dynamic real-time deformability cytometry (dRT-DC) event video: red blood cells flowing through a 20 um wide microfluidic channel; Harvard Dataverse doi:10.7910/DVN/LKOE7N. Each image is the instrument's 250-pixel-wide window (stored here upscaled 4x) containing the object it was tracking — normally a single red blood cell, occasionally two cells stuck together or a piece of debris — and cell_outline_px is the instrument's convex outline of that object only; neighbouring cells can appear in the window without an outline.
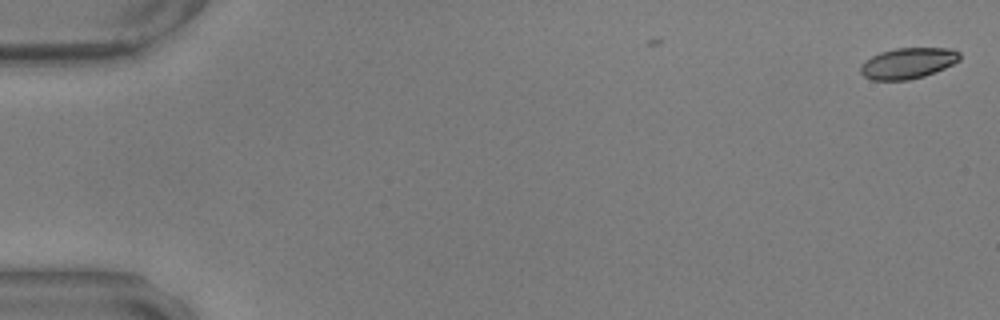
{"species": "common noctule bat (a hibernating species)", "species_latin": "Nyctalus noctula", "temperature_condition": "warm", "stored_images_in_passage": 5, "camera_frame_rate_fps": 3000, "um_per_image_px": 0.085, "animal": {"sex": "male", "body_mass_g": 17.9, "forearm_length_mm": 54.2}, "frame": {"image": 1, "passage_image": 1, "time_ms": 0.0, "image_size_px": [1000, 320], "cell_outline_px": [[960, 60], [944, 68], [924, 76], [908, 80], [872, 80], [864, 76], [860, 72], [860, 64], [864, 60], [880, 52], [896, 48], [952, 48], [960, 52]], "centroid_in_image_um": [77.15, 5.37], "position_along_channel_um": 7.8, "area_um2": 17.92}}